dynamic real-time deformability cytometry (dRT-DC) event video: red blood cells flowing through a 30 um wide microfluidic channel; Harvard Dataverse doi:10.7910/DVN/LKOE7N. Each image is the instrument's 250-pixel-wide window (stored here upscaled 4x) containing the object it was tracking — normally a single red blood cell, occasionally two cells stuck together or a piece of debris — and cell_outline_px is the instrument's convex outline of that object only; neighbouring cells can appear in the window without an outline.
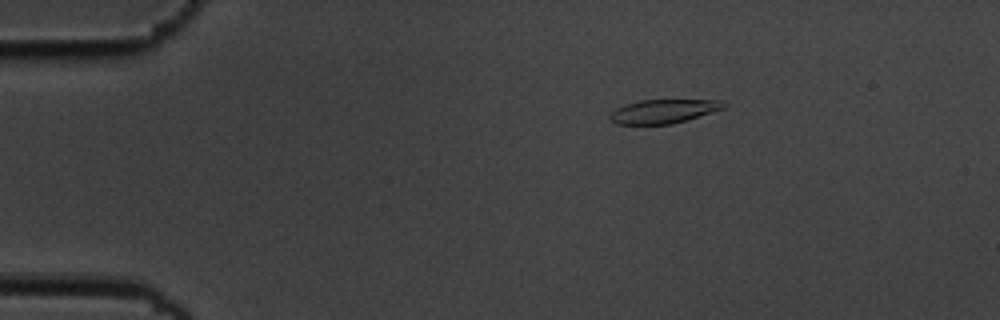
{"species": "common noctule bat (a hibernating species)", "species_latin": "Nyctalus noctula", "temperature_condition": "cold", "stored_images_in_passage": 5, "camera_frame_rate_fps": 3000, "um_per_image_px": 0.085, "animal": {"sex": "male", "body_mass_g": 19.5, "forearm_length_mm": 54.6}, "frame": {"image": 1, "passage_image": 3, "time_ms": 0.667, "image_size_px": [1000, 320], "cell_outline_px": [[728, 104], [724, 108], [672, 124], [616, 124], [608, 120], [608, 116], [616, 108], [624, 104], [640, 100], [724, 100]], "centroid_in_image_um": [56.36, 9.45], "position_along_channel_um": 28.6, "area_um2": 15.84}}